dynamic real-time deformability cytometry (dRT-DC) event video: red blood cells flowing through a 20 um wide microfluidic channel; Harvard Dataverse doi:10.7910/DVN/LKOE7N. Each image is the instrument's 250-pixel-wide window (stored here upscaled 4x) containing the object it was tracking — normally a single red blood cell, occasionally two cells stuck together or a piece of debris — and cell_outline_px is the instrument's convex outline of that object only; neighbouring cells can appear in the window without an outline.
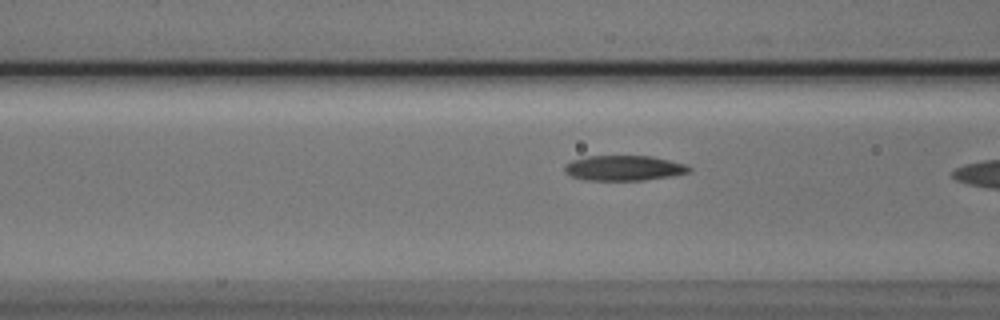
{"species": "Egyptian fruit bat (a non-hibernating species)", "species_latin": "Rousettus aegyptiacus", "temperature_condition": "cold", "stored_images_in_passage": 3, "camera_frame_rate_fps": 3000, "um_per_image_px": 0.085, "animal": {"sex": "male"}, "frame": {"image": 1, "passage_image": 3, "time_ms": 0.667, "image_size_px": [1000, 320], "cell_outline_px": [[692, 172], [672, 176], [644, 180], [584, 180], [572, 176], [564, 172], [564, 164], [572, 160], [588, 156], [652, 156], [684, 164], [692, 168]], "centroid_in_image_um": [53.03, 14.29], "position_along_channel_um": 113.6, "area_um2": 18.32}}